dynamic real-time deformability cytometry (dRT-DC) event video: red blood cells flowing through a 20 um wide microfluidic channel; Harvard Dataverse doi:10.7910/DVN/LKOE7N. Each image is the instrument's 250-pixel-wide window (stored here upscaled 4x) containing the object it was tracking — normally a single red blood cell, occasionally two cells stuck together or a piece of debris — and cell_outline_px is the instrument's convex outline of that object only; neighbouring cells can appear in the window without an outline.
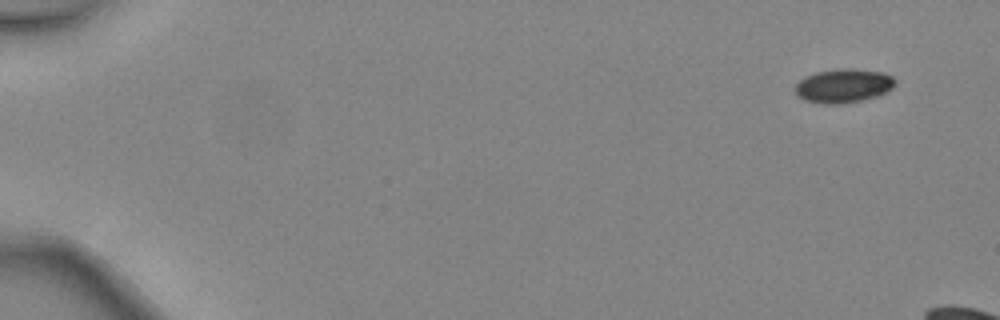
{"species": "common noctule bat (a hibernating species)", "species_latin": "Nyctalus noctula", "temperature_condition": "warm", "stored_images_in_passage": 3, "camera_frame_rate_fps": 3000, "um_per_image_px": 0.085, "animal": {"sex": "female", "body_mass_g": 24.6, "forearm_length_mm": 56.2}, "frame": {"image": 1, "passage_image": 1, "time_ms": 0.0, "image_size_px": [1000, 320], "cell_outline_px": [[896, 84], [892, 88], [880, 96], [840, 104], [824, 104], [804, 100], [796, 92], [796, 84], [800, 80], [816, 72], [844, 68], [848, 68], [884, 72], [892, 76], [896, 80]], "centroid_in_image_um": [71.75, 7.29], "position_along_channel_um": 13.3, "area_um2": 19.65}}